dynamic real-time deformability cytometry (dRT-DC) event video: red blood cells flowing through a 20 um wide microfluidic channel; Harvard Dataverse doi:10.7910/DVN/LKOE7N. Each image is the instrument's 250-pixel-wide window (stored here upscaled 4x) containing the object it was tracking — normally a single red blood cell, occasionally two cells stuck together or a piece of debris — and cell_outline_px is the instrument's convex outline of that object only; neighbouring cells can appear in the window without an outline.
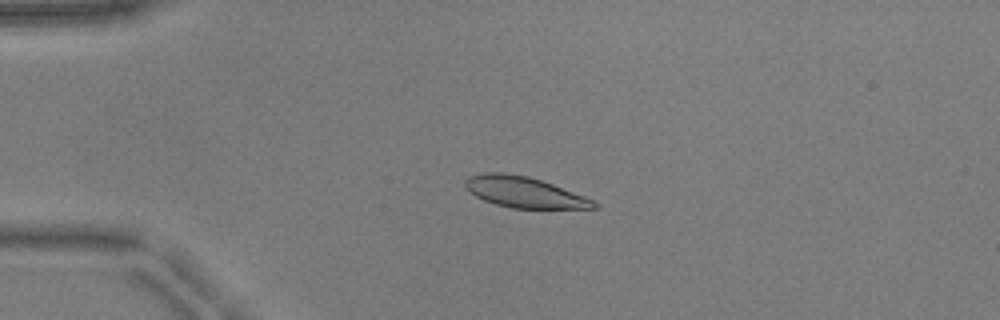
{"species": "common noctule bat (a hibernating species)", "species_latin": "Nyctalus noctula", "temperature_condition": "warm", "stored_images_in_passage": 16, "camera_frame_rate_fps": 3000, "um_per_image_px": 0.085, "animal": {"sex": "male", "body_mass_g": 17.9, "forearm_length_mm": 54.2}, "frame": {"image": 1, "passage_image": 2, "time_ms": 0.333, "image_size_px": [1000, 320], "cell_outline_px": [[600, 204], [596, 208], [512, 208], [496, 204], [484, 200], [476, 196], [464, 184], [464, 180], [468, 176], [484, 172], [504, 172], [528, 176], [552, 184], [584, 196]], "centroid_in_image_um": [44.54, 16.32], "position_along_channel_um": 40.5, "area_um2": 22.89}}
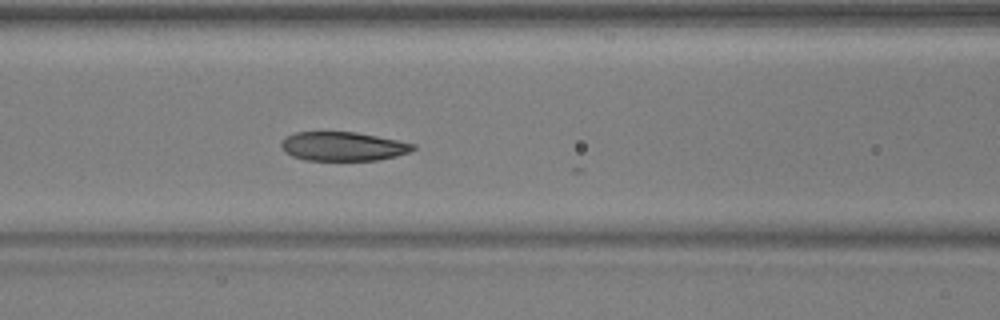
{"frame": {"image": 2, "passage_image": 12, "time_ms": 3.667, "image_size_px": [1000, 320], "cell_outline_px": [[416, 148], [408, 152], [396, 156], [376, 160], [304, 160], [292, 156], [284, 152], [280, 144], [288, 136], [296, 132], [356, 132], [416, 144]], "centroid_in_image_um": [29.15, 12.44], "position_along_channel_um": 137.5, "area_um2": 22.08}}
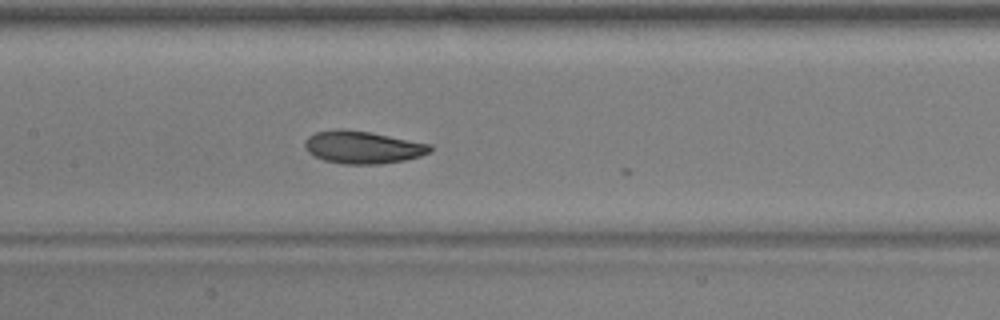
{"frame": {"image": 3, "passage_image": 15, "time_ms": 4.667, "image_size_px": [1000, 320], "cell_outline_px": [[432, 152], [420, 156], [404, 160], [380, 164], [344, 164], [324, 160], [308, 152], [304, 144], [304, 140], [308, 136], [316, 132], [336, 128], [340, 128], [368, 132], [432, 144]], "centroid_in_image_um": [30.83, 12.51], "position_along_channel_um": 176.6, "area_um2": 23.76}}